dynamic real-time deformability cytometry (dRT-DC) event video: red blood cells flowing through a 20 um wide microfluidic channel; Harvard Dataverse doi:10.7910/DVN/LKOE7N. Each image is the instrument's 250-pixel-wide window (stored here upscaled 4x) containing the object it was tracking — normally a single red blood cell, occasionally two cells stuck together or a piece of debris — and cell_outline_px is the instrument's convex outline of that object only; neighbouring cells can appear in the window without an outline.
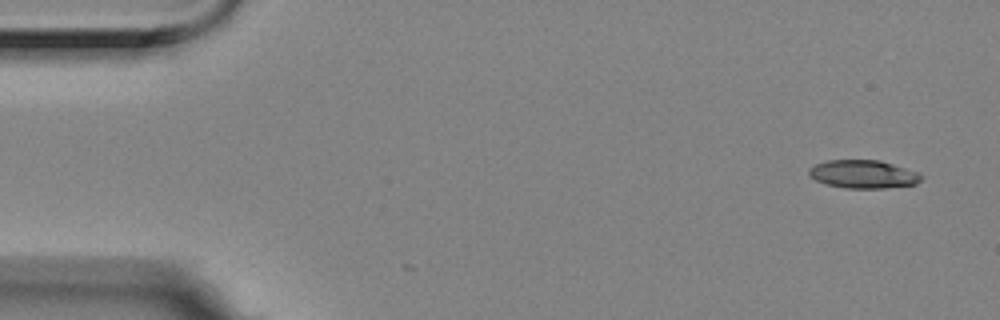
{"species": "Egyptian fruit bat (a non-hibernating species)", "species_latin": "Rousettus aegyptiacus", "temperature_condition": "room temperature", "stored_images_in_passage": 4, "camera_frame_rate_fps": 3000, "um_per_image_px": 0.085, "animal": {"sex": "female"}, "frame": {"image": 1, "passage_image": 1, "time_ms": 0.0, "image_size_px": [1000, 320], "cell_outline_px": [[924, 176], [916, 184], [884, 188], [844, 188], [828, 184], [816, 180], [808, 172], [808, 168], [816, 164], [828, 160], [880, 160], [920, 172]], "centroid_in_image_um": [73.42, 14.8], "position_along_channel_um": 11.6, "area_um2": 18.44}}
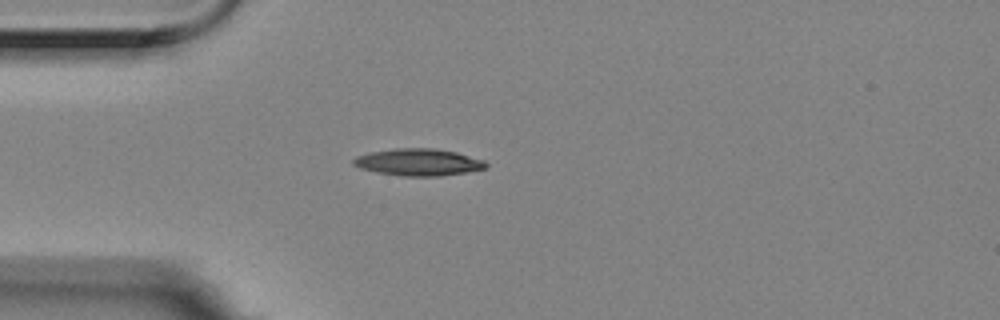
{"frame": {"image": 2, "passage_image": 4, "time_ms": 1.0, "image_size_px": [1000, 320], "cell_outline_px": [[488, 168], [468, 172], [440, 176], [404, 176], [376, 172], [360, 168], [352, 164], [352, 160], [356, 156], [368, 152], [392, 148], [436, 148], [456, 152], [484, 160], [488, 164]], "centroid_in_image_um": [35.56, 13.78], "position_along_channel_um": 49.4, "area_um2": 21.1}}